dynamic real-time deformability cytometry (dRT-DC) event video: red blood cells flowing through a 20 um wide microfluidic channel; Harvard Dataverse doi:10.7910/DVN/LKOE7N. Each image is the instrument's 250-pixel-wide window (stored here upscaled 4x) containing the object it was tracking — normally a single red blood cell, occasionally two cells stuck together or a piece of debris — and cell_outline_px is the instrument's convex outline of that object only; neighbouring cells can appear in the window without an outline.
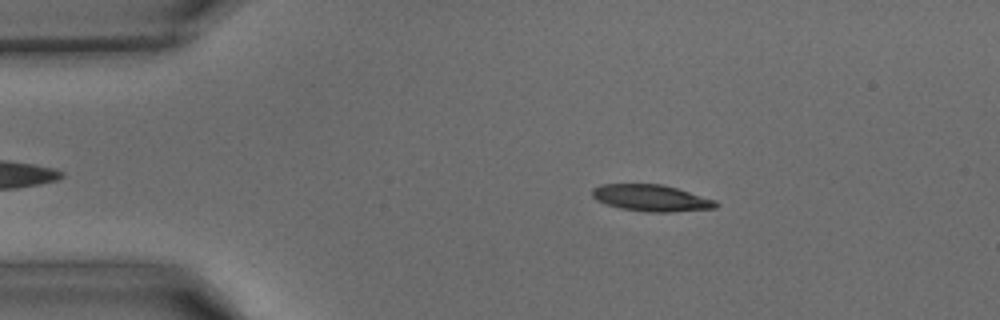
{"species": "common noctule bat (a hibernating species)", "species_latin": "Nyctalus noctula", "temperature_condition": "warm", "stored_images_in_passage": 41, "camera_frame_rate_fps": 3000, "um_per_image_px": 0.085, "animal": {"sex": "male", "body_mass_g": 15.6}, "frame": {"image": 1, "passage_image": 7, "time_ms": 2.0, "image_size_px": [1000, 320], "cell_outline_px": [[720, 204], [716, 208], [672, 212], [648, 212], [620, 208], [596, 200], [592, 196], [592, 188], [600, 184], [660, 184], [676, 188], [716, 200]], "centroid_in_image_um": [55.36, 16.83], "position_along_channel_um": 29.6, "area_um2": 19.13}}
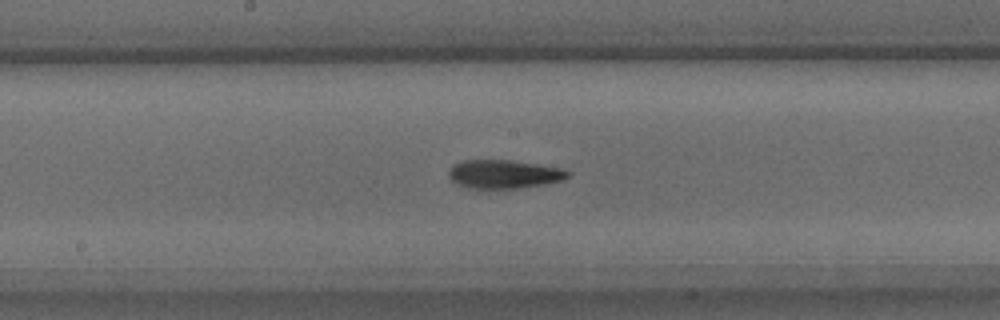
{"frame": {"image": 2, "passage_image": 21, "time_ms": 6.667, "image_size_px": [1000, 320], "cell_outline_px": [[572, 172], [564, 180], [544, 184], [516, 188], [468, 188], [456, 184], [448, 176], [448, 168], [452, 164], [464, 160], [512, 160], [568, 168]], "centroid_in_image_um": [42.87, 14.78], "position_along_channel_um": 205.3, "area_um2": 20.23}}
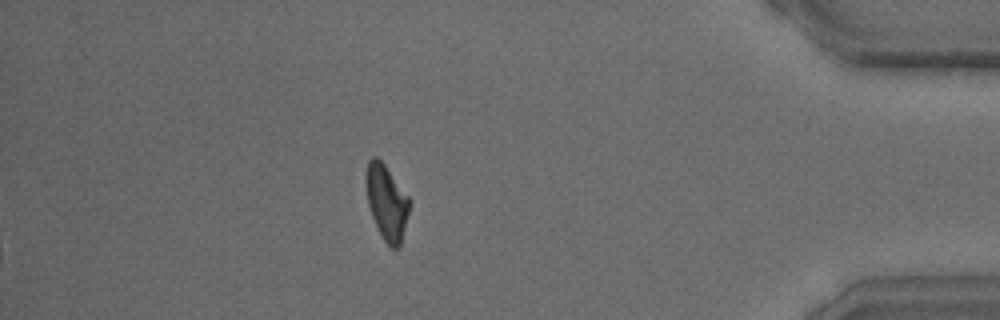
{"frame": {"image": 3, "passage_image": 36, "time_ms": 11.667, "image_size_px": [1000, 320], "cell_outline_px": [[412, 200], [400, 248], [392, 248], [384, 240], [372, 216], [368, 204], [364, 180], [364, 176], [368, 160], [372, 156], [376, 156], [384, 164]], "centroid_in_image_um": [32.87, 17.16], "position_along_channel_um": 402.3, "area_um2": 19.25}}